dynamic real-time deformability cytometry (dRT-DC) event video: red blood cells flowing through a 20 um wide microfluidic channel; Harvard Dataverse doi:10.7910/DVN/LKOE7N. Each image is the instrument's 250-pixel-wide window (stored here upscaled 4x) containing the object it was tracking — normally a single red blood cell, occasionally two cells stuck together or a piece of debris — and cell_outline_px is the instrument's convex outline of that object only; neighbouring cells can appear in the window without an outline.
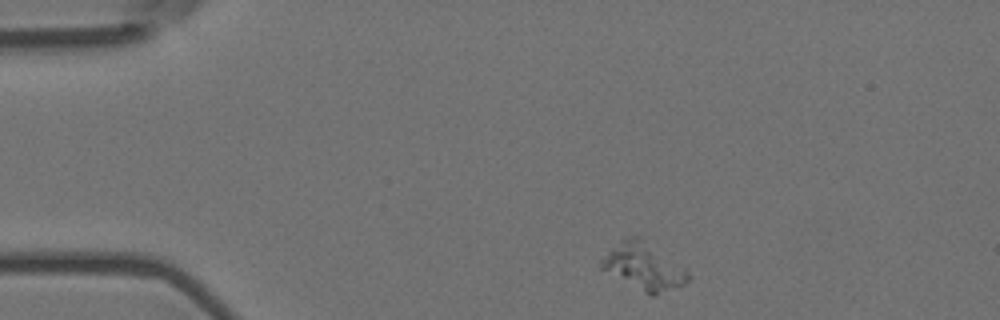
{"species": "Egyptian fruit bat (a non-hibernating species)", "species_latin": "Rousettus aegyptiacus", "temperature_condition": "room temperature", "stored_images_in_passage": 2, "camera_frame_rate_fps": 3000, "um_per_image_px": 0.085, "animal": {"sex": "female"}, "frame": {"image": 1, "passage_image": 1, "time_ms": 0.0, "image_size_px": [1000, 320], "cell_outline_px": [[692, 276], [684, 284], [656, 296], [652, 296], [644, 292], [600, 268], [600, 260], [620, 240], [628, 236], [640, 236], [684, 268]], "centroid_in_image_um": [54.73, 22.65], "position_along_channel_um": 30.3, "area_um2": 23.24}}